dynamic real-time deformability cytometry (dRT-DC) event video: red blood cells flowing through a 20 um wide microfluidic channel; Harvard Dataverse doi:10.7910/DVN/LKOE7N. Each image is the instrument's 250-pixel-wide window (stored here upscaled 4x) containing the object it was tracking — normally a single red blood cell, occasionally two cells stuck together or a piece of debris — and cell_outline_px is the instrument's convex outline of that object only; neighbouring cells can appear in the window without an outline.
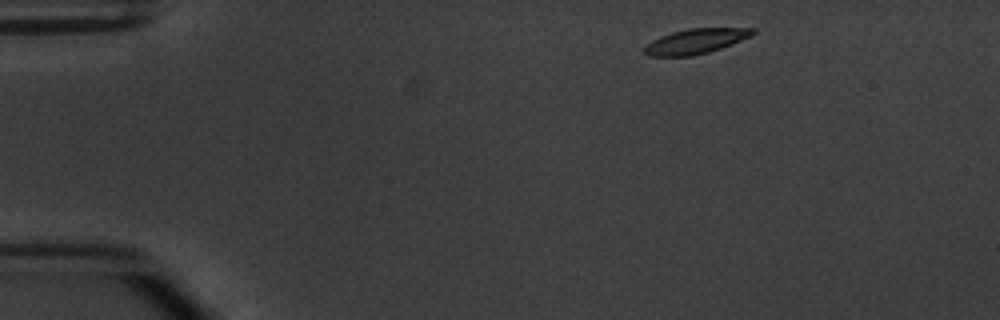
{"species": "common noctule bat (a hibernating species)", "species_latin": "Nyctalus noctula", "temperature_condition": "warm", "stored_images_in_passage": 4, "camera_frame_rate_fps": 3000, "um_per_image_px": 0.085, "animal": {"sex": "male", "body_mass_g": 20.1, "forearm_length_mm": 53.5}, "frame": {"image": 1, "passage_image": 1, "time_ms": 0.0, "image_size_px": [1000, 320], "cell_outline_px": [[756, 32], [752, 36], [732, 44], [708, 52], [692, 56], [648, 56], [644, 52], [644, 48], [652, 40], [660, 36], [672, 32], [688, 28], [756, 28]], "centroid_in_image_um": [59.15, 3.5], "position_along_channel_um": 25.8, "area_um2": 15.78}}
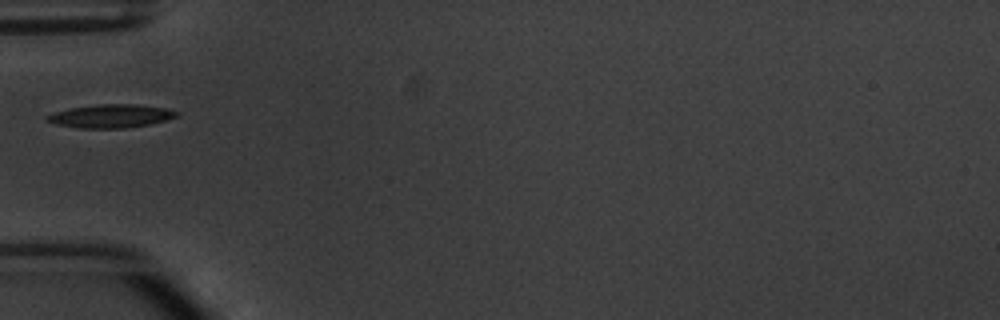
{"frame": {"image": 2, "passage_image": 3, "time_ms": 3.333, "image_size_px": [1000, 320], "cell_outline_px": [[180, 116], [168, 120], [152, 124], [124, 128], [80, 128], [56, 124], [44, 120], [44, 116], [68, 108], [96, 104], [132, 104], [164, 108], [180, 112]], "centroid_in_image_um": [9.43, 9.87], "position_along_channel_um": 75.6, "area_um2": 17.8}}